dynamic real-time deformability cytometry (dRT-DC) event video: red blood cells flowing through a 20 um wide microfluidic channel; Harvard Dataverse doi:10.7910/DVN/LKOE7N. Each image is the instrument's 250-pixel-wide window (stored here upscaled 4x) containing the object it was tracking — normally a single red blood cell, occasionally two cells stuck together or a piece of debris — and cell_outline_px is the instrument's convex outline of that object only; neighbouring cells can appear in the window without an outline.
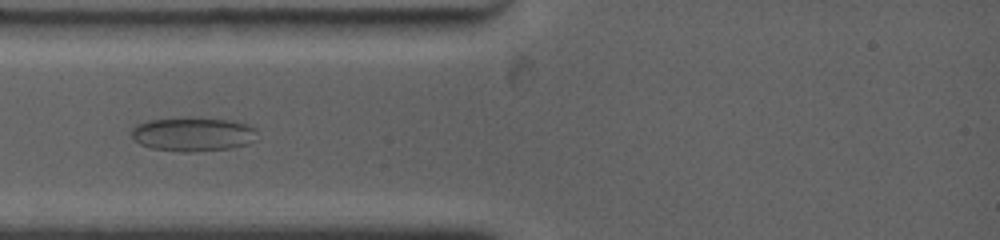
{"species": "common noctule bat (a hibernating species)", "species_latin": "Nyctalus noctula", "temperature_condition": "warm", "stored_images_in_passage": 9, "camera_frame_rate_fps": 4500, "um_per_image_px": 0.085, "animal": {"sex": "female", "body_mass_g": 19.0, "forearm_length_mm": 53.3}, "frame": {"image": 1, "passage_image": 8, "time_ms": 2.667, "image_size_px": [1000, 240], "cell_outline_px": [[256, 128], [252, 140], [248, 144], [232, 148], [192, 152], [180, 152], [152, 148], [140, 144], [132, 136], [132, 128], [136, 124], [148, 120], [184, 116], [196, 116], [228, 120], [244, 124]], "centroid_in_image_um": [16.35, 11.39], "position_along_channel_um": 68.7, "area_um2": 25.2}}
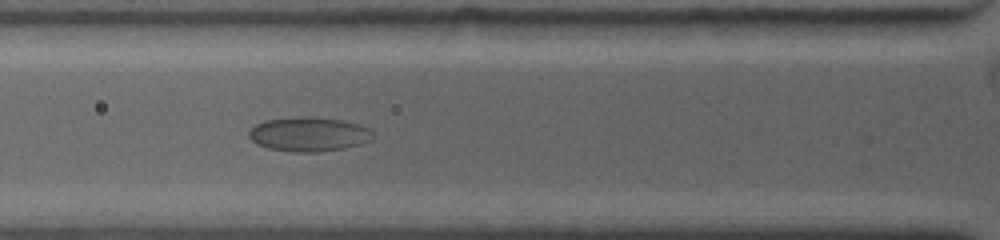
{"frame": {"image": 2, "passage_image": 9, "time_ms": 3.556, "image_size_px": [1000, 240], "cell_outline_px": [[372, 140], [344, 148], [320, 152], [292, 152], [268, 148], [256, 144], [248, 136], [248, 132], [256, 124], [268, 120], [340, 120], [356, 124], [368, 128], [372, 132]], "centroid_in_image_um": [26.24, 11.48], "position_along_channel_um": 99.6, "area_um2": 23.47}}